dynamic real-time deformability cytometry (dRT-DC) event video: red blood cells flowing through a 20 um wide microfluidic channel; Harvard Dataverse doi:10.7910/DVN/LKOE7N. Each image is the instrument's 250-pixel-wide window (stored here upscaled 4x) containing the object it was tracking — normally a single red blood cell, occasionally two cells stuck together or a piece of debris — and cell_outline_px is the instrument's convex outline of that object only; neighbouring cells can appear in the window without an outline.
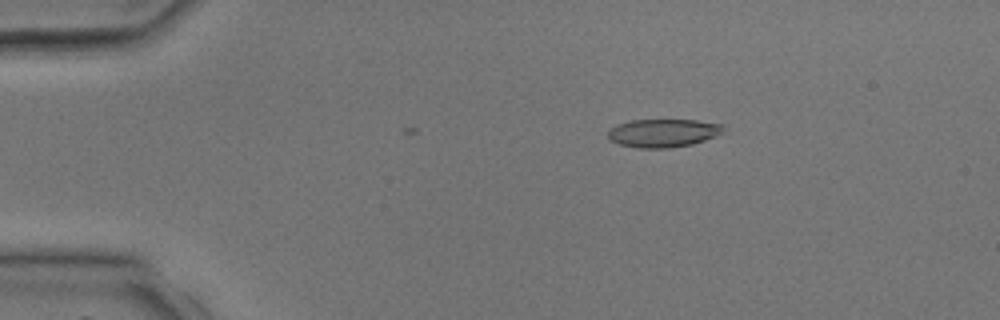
{"species": "common noctule bat (a hibernating species)", "species_latin": "Nyctalus noctula", "temperature_condition": "room temperature", "stored_images_in_passage": 3, "camera_frame_rate_fps": 3000, "um_per_image_px": 0.085, "animal": {"sex": "male", "body_mass_g": 17.9, "forearm_length_mm": 54.2}, "frame": {"image": 1, "passage_image": 2, "time_ms": 2.0, "image_size_px": [1000, 320], "cell_outline_px": [[724, 128], [720, 132], [704, 140], [692, 144], [668, 148], [636, 148], [620, 144], [612, 140], [608, 136], [608, 132], [616, 124], [632, 120], [696, 120], [724, 124]], "centroid_in_image_um": [56.34, 11.3], "position_along_channel_um": 28.7, "area_um2": 18.73}}